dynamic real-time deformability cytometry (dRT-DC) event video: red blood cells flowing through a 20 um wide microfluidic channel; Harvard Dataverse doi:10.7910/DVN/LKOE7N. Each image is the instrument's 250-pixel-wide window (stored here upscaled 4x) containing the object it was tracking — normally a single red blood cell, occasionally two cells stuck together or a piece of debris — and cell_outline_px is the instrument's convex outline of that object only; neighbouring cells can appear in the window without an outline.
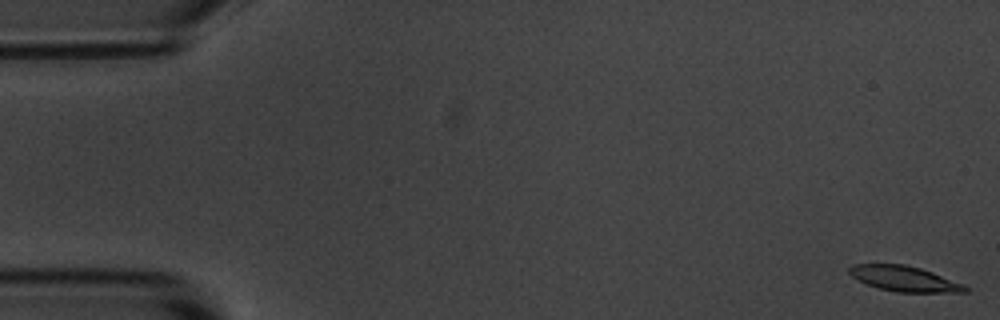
{"species": "common noctule bat (a hibernating species)", "species_latin": "Nyctalus noctula", "temperature_condition": "room temperature", "stored_images_in_passage": 5, "camera_frame_rate_fps": 3000, "um_per_image_px": 0.085, "animal": {"sex": "male", "body_mass_g": 20.1, "forearm_length_mm": 53.5}, "frame": {"image": 1, "passage_image": 1, "time_ms": 0.0, "image_size_px": [1000, 320], "cell_outline_px": [[968, 292], [896, 292], [880, 288], [868, 284], [852, 276], [848, 272], [848, 268], [852, 264], [904, 264], [920, 268], [932, 272], [964, 284], [968, 288]], "centroid_in_image_um": [76.88, 23.68], "position_along_channel_um": 8.1, "area_um2": 16.94}}
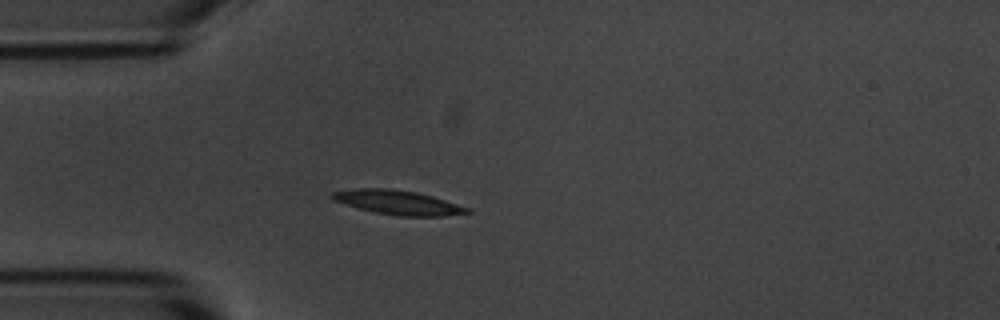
{"frame": {"image": 2, "passage_image": 5, "time_ms": 4.667, "image_size_px": [1000, 320], "cell_outline_px": [[472, 212], [444, 216], [396, 216], [356, 208], [332, 200], [328, 196], [332, 192], [356, 188], [388, 188], [416, 192], [432, 196], [468, 208]], "centroid_in_image_um": [33.75, 17.2], "position_along_channel_um": 51.3, "area_um2": 19.07}}